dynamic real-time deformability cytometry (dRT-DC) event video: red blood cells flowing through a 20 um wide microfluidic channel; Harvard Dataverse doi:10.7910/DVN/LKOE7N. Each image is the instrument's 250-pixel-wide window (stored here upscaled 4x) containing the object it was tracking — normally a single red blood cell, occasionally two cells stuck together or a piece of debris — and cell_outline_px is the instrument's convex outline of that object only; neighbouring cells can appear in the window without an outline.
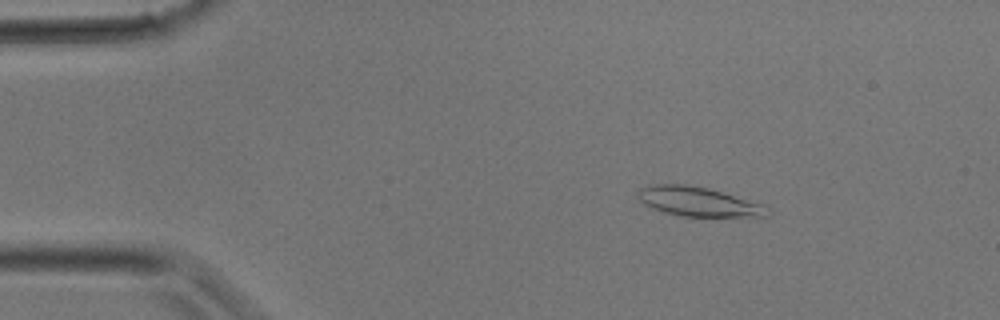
{"species": "common noctule bat (a hibernating species)", "species_latin": "Nyctalus noctula", "temperature_condition": "room temperature", "stored_images_in_passage": 31, "camera_frame_rate_fps": 3000, "um_per_image_px": 0.085, "animal": {"sex": "male", "body_mass_g": 17.9}, "frame": {"image": 1, "passage_image": 4, "time_ms": 1.0, "image_size_px": [1000, 320], "cell_outline_px": [[772, 212], [768, 216], [680, 216], [664, 212], [652, 208], [644, 204], [636, 196], [636, 192], [640, 188], [652, 184], [684, 184], [708, 188], [764, 204]], "centroid_in_image_um": [59.34, 17.13], "position_along_channel_um": 25.7, "area_um2": 22.2}}
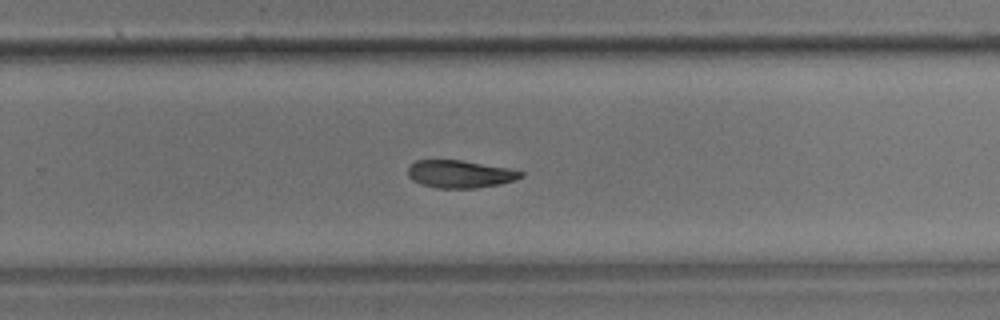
{"frame": {"image": 2, "passage_image": 20, "time_ms": 6.333, "image_size_px": [1000, 320], "cell_outline_px": [[524, 176], [500, 184], [476, 188], [436, 188], [420, 184], [412, 180], [408, 176], [408, 168], [416, 160], [460, 160], [508, 168], [524, 172]], "centroid_in_image_um": [39.07, 14.8], "position_along_channel_um": 290.7, "area_um2": 18.09}}
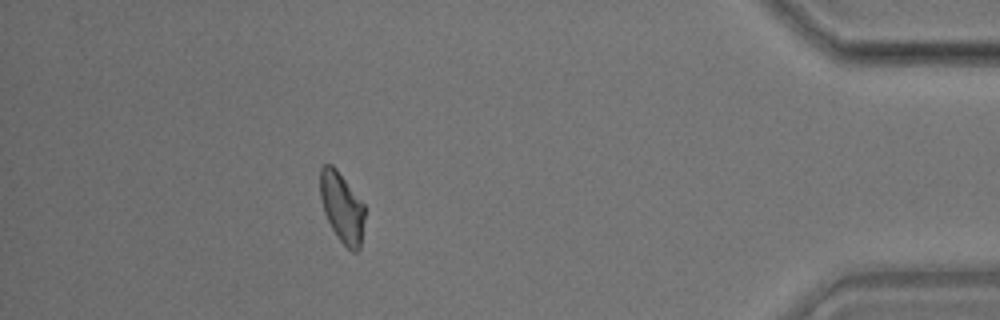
{"frame": {"image": 3, "passage_image": 28, "time_ms": 9.0, "image_size_px": [1000, 320], "cell_outline_px": [[364, 220], [360, 248], [356, 252], [352, 252], [340, 240], [332, 228], [324, 212], [320, 200], [320, 168], [324, 164], [332, 164], [336, 168], [364, 204]], "centroid_in_image_um": [29.05, 17.61], "position_along_channel_um": 406.1, "area_um2": 18.09}}